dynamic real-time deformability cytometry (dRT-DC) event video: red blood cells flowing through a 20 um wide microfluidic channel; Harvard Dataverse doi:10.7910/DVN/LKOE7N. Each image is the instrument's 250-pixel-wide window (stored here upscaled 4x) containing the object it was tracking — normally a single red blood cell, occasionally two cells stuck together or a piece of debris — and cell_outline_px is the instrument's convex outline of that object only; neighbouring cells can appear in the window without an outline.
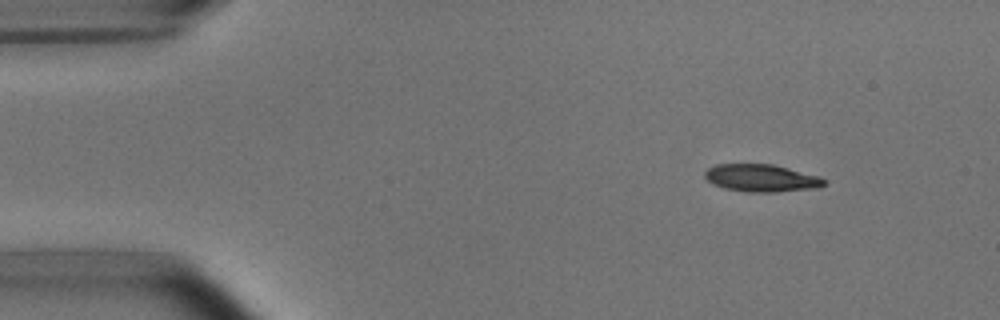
{"species": "common noctule bat (a hibernating species)", "species_latin": "Nyctalus noctula", "temperature_condition": "room temperature", "stored_images_in_passage": 45, "camera_frame_rate_fps": 3000, "um_per_image_px": 0.085, "animal": {"sex": "male", "body_mass_g": 15.6}, "frame": {"image": 1, "passage_image": 1, "time_ms": 0.0, "image_size_px": [1000, 320], "cell_outline_px": [[824, 184], [820, 188], [776, 192], [744, 192], [724, 188], [712, 184], [704, 176], [704, 172], [708, 168], [716, 164], [772, 164], [820, 176], [824, 180]], "centroid_in_image_um": [64.7, 15.14], "position_along_channel_um": 20.3, "area_um2": 19.19}}
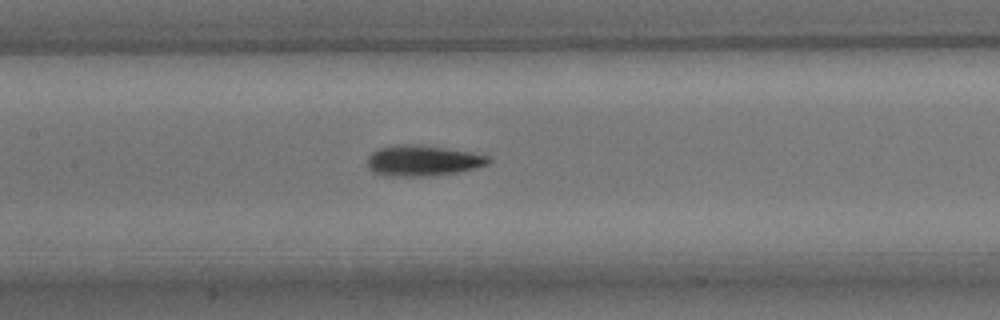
{"frame": {"image": 2, "passage_image": 19, "time_ms": 6.0, "image_size_px": [1000, 320], "cell_outline_px": [[492, 160], [488, 164], [476, 168], [456, 172], [424, 176], [384, 176], [372, 172], [368, 168], [368, 156], [376, 148], [392, 144], [416, 144], [472, 152], [488, 156]], "centroid_in_image_um": [35.88, 13.64], "position_along_channel_um": 171.5, "area_um2": 21.85}}
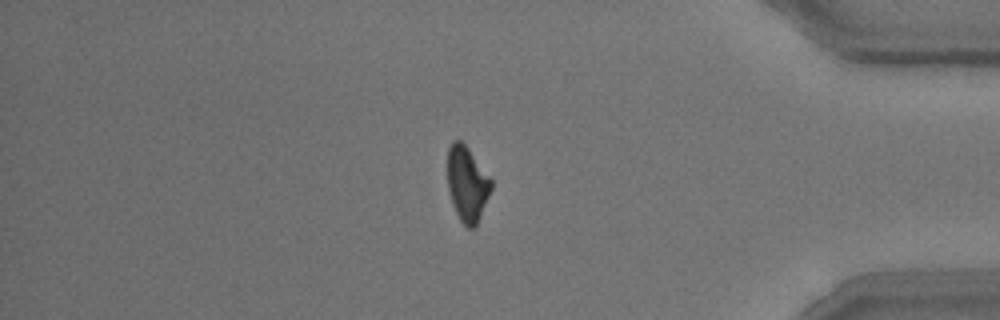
{"frame": {"image": 3, "passage_image": 39, "time_ms": 12.667, "image_size_px": [1000, 320], "cell_outline_px": [[492, 188], [480, 216], [476, 224], [472, 228], [468, 228], [460, 220], [452, 204], [448, 188], [448, 148], [452, 140], [460, 140], [468, 148], [492, 180]], "centroid_in_image_um": [39.7, 15.61], "position_along_channel_um": 395.5, "area_um2": 18.84}}